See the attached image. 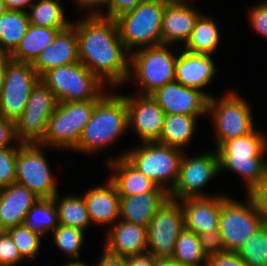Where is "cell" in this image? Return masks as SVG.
Instances as JSON below:
<instances>
[{"label": "cell", "mask_w": 267, "mask_h": 266, "mask_svg": "<svg viewBox=\"0 0 267 266\" xmlns=\"http://www.w3.org/2000/svg\"><path fill=\"white\" fill-rule=\"evenodd\" d=\"M7 11L5 1L0 0V16L3 15Z\"/></svg>", "instance_id": "cell-52"}, {"label": "cell", "mask_w": 267, "mask_h": 266, "mask_svg": "<svg viewBox=\"0 0 267 266\" xmlns=\"http://www.w3.org/2000/svg\"><path fill=\"white\" fill-rule=\"evenodd\" d=\"M24 224L44 236L59 225L53 198H39L26 215Z\"/></svg>", "instance_id": "cell-33"}, {"label": "cell", "mask_w": 267, "mask_h": 266, "mask_svg": "<svg viewBox=\"0 0 267 266\" xmlns=\"http://www.w3.org/2000/svg\"><path fill=\"white\" fill-rule=\"evenodd\" d=\"M249 21L252 28L262 37L267 38V1L257 4L249 11Z\"/></svg>", "instance_id": "cell-42"}, {"label": "cell", "mask_w": 267, "mask_h": 266, "mask_svg": "<svg viewBox=\"0 0 267 266\" xmlns=\"http://www.w3.org/2000/svg\"><path fill=\"white\" fill-rule=\"evenodd\" d=\"M64 266H88L85 264H65Z\"/></svg>", "instance_id": "cell-53"}, {"label": "cell", "mask_w": 267, "mask_h": 266, "mask_svg": "<svg viewBox=\"0 0 267 266\" xmlns=\"http://www.w3.org/2000/svg\"><path fill=\"white\" fill-rule=\"evenodd\" d=\"M198 117L200 116H190L187 114L165 115L158 143L182 150L195 134Z\"/></svg>", "instance_id": "cell-29"}, {"label": "cell", "mask_w": 267, "mask_h": 266, "mask_svg": "<svg viewBox=\"0 0 267 266\" xmlns=\"http://www.w3.org/2000/svg\"><path fill=\"white\" fill-rule=\"evenodd\" d=\"M179 176L173 189L169 192V197L182 200L185 198L212 197L200 192L205 185L210 182L216 174H219V158L217 151L205 152L201 155L188 157L183 153Z\"/></svg>", "instance_id": "cell-15"}, {"label": "cell", "mask_w": 267, "mask_h": 266, "mask_svg": "<svg viewBox=\"0 0 267 266\" xmlns=\"http://www.w3.org/2000/svg\"><path fill=\"white\" fill-rule=\"evenodd\" d=\"M144 1L147 0H111L109 4V18L117 21L120 17L132 13Z\"/></svg>", "instance_id": "cell-43"}, {"label": "cell", "mask_w": 267, "mask_h": 266, "mask_svg": "<svg viewBox=\"0 0 267 266\" xmlns=\"http://www.w3.org/2000/svg\"><path fill=\"white\" fill-rule=\"evenodd\" d=\"M237 254L247 266H267V224H262Z\"/></svg>", "instance_id": "cell-35"}, {"label": "cell", "mask_w": 267, "mask_h": 266, "mask_svg": "<svg viewBox=\"0 0 267 266\" xmlns=\"http://www.w3.org/2000/svg\"><path fill=\"white\" fill-rule=\"evenodd\" d=\"M183 153L181 149L158 142H144L142 146L127 150L115 159L124 156L158 187L169 193L177 182Z\"/></svg>", "instance_id": "cell-4"}, {"label": "cell", "mask_w": 267, "mask_h": 266, "mask_svg": "<svg viewBox=\"0 0 267 266\" xmlns=\"http://www.w3.org/2000/svg\"><path fill=\"white\" fill-rule=\"evenodd\" d=\"M226 197L215 195L180 200L184 214V228L197 235L219 231L221 202Z\"/></svg>", "instance_id": "cell-18"}, {"label": "cell", "mask_w": 267, "mask_h": 266, "mask_svg": "<svg viewBox=\"0 0 267 266\" xmlns=\"http://www.w3.org/2000/svg\"><path fill=\"white\" fill-rule=\"evenodd\" d=\"M109 166L115 173L109 180L115 185L120 197H130L153 191L157 185L137 168H135L124 156L110 158Z\"/></svg>", "instance_id": "cell-26"}, {"label": "cell", "mask_w": 267, "mask_h": 266, "mask_svg": "<svg viewBox=\"0 0 267 266\" xmlns=\"http://www.w3.org/2000/svg\"><path fill=\"white\" fill-rule=\"evenodd\" d=\"M152 97L168 114L201 116L207 114L208 101L213 95L195 88L185 87L176 80L158 88Z\"/></svg>", "instance_id": "cell-16"}, {"label": "cell", "mask_w": 267, "mask_h": 266, "mask_svg": "<svg viewBox=\"0 0 267 266\" xmlns=\"http://www.w3.org/2000/svg\"><path fill=\"white\" fill-rule=\"evenodd\" d=\"M168 197L169 193L158 186L151 192L121 197L120 219L147 228L158 208Z\"/></svg>", "instance_id": "cell-25"}, {"label": "cell", "mask_w": 267, "mask_h": 266, "mask_svg": "<svg viewBox=\"0 0 267 266\" xmlns=\"http://www.w3.org/2000/svg\"><path fill=\"white\" fill-rule=\"evenodd\" d=\"M199 236L201 248L206 258L217 256L226 252L220 231L204 232Z\"/></svg>", "instance_id": "cell-40"}, {"label": "cell", "mask_w": 267, "mask_h": 266, "mask_svg": "<svg viewBox=\"0 0 267 266\" xmlns=\"http://www.w3.org/2000/svg\"><path fill=\"white\" fill-rule=\"evenodd\" d=\"M80 62L103 83L116 87L129 76L130 53L120 38L117 22L103 16H86L77 23Z\"/></svg>", "instance_id": "cell-1"}, {"label": "cell", "mask_w": 267, "mask_h": 266, "mask_svg": "<svg viewBox=\"0 0 267 266\" xmlns=\"http://www.w3.org/2000/svg\"><path fill=\"white\" fill-rule=\"evenodd\" d=\"M207 114L213 118L215 149L227 140L247 135L254 130L251 107L234 91L227 92L219 99L211 96Z\"/></svg>", "instance_id": "cell-9"}, {"label": "cell", "mask_w": 267, "mask_h": 266, "mask_svg": "<svg viewBox=\"0 0 267 266\" xmlns=\"http://www.w3.org/2000/svg\"><path fill=\"white\" fill-rule=\"evenodd\" d=\"M81 10L91 9L90 13L86 16H103L109 18V4L111 0H73ZM107 6V11L105 14L100 10L101 8ZM100 8V9H99ZM94 9V10H93Z\"/></svg>", "instance_id": "cell-46"}, {"label": "cell", "mask_w": 267, "mask_h": 266, "mask_svg": "<svg viewBox=\"0 0 267 266\" xmlns=\"http://www.w3.org/2000/svg\"><path fill=\"white\" fill-rule=\"evenodd\" d=\"M12 142H14V144L17 142L14 122L0 115V149L19 147V143L17 144L18 146H16V144H11Z\"/></svg>", "instance_id": "cell-44"}, {"label": "cell", "mask_w": 267, "mask_h": 266, "mask_svg": "<svg viewBox=\"0 0 267 266\" xmlns=\"http://www.w3.org/2000/svg\"><path fill=\"white\" fill-rule=\"evenodd\" d=\"M124 96L128 107L129 128L144 142H158L164 124L165 112L152 95Z\"/></svg>", "instance_id": "cell-17"}, {"label": "cell", "mask_w": 267, "mask_h": 266, "mask_svg": "<svg viewBox=\"0 0 267 266\" xmlns=\"http://www.w3.org/2000/svg\"><path fill=\"white\" fill-rule=\"evenodd\" d=\"M199 15L188 0H166L161 28L162 44L182 41L185 44Z\"/></svg>", "instance_id": "cell-19"}, {"label": "cell", "mask_w": 267, "mask_h": 266, "mask_svg": "<svg viewBox=\"0 0 267 266\" xmlns=\"http://www.w3.org/2000/svg\"><path fill=\"white\" fill-rule=\"evenodd\" d=\"M108 230L104 250L111 255L128 257L147 253V228L118 219Z\"/></svg>", "instance_id": "cell-21"}, {"label": "cell", "mask_w": 267, "mask_h": 266, "mask_svg": "<svg viewBox=\"0 0 267 266\" xmlns=\"http://www.w3.org/2000/svg\"><path fill=\"white\" fill-rule=\"evenodd\" d=\"M205 266H247L243 259L235 252H225L207 258Z\"/></svg>", "instance_id": "cell-45"}, {"label": "cell", "mask_w": 267, "mask_h": 266, "mask_svg": "<svg viewBox=\"0 0 267 266\" xmlns=\"http://www.w3.org/2000/svg\"><path fill=\"white\" fill-rule=\"evenodd\" d=\"M156 266H185V265H182L171 258H165V259H157Z\"/></svg>", "instance_id": "cell-51"}, {"label": "cell", "mask_w": 267, "mask_h": 266, "mask_svg": "<svg viewBox=\"0 0 267 266\" xmlns=\"http://www.w3.org/2000/svg\"><path fill=\"white\" fill-rule=\"evenodd\" d=\"M129 128L128 107L124 95L105 93L95 105L90 121L85 125L75 152H102Z\"/></svg>", "instance_id": "cell-2"}, {"label": "cell", "mask_w": 267, "mask_h": 266, "mask_svg": "<svg viewBox=\"0 0 267 266\" xmlns=\"http://www.w3.org/2000/svg\"><path fill=\"white\" fill-rule=\"evenodd\" d=\"M167 46V44L150 46L130 53L131 68L128 80L132 75L136 76L135 80H138L143 91L140 92L141 95H151L158 88L175 81L178 55L172 53Z\"/></svg>", "instance_id": "cell-7"}, {"label": "cell", "mask_w": 267, "mask_h": 266, "mask_svg": "<svg viewBox=\"0 0 267 266\" xmlns=\"http://www.w3.org/2000/svg\"><path fill=\"white\" fill-rule=\"evenodd\" d=\"M247 195L253 201L263 223L267 224V174Z\"/></svg>", "instance_id": "cell-41"}, {"label": "cell", "mask_w": 267, "mask_h": 266, "mask_svg": "<svg viewBox=\"0 0 267 266\" xmlns=\"http://www.w3.org/2000/svg\"><path fill=\"white\" fill-rule=\"evenodd\" d=\"M217 26L212 16L200 14L183 50L189 53L212 55L220 42V32Z\"/></svg>", "instance_id": "cell-28"}, {"label": "cell", "mask_w": 267, "mask_h": 266, "mask_svg": "<svg viewBox=\"0 0 267 266\" xmlns=\"http://www.w3.org/2000/svg\"><path fill=\"white\" fill-rule=\"evenodd\" d=\"M39 197L18 183L0 189V231L24 224L26 215Z\"/></svg>", "instance_id": "cell-22"}, {"label": "cell", "mask_w": 267, "mask_h": 266, "mask_svg": "<svg viewBox=\"0 0 267 266\" xmlns=\"http://www.w3.org/2000/svg\"><path fill=\"white\" fill-rule=\"evenodd\" d=\"M7 10L27 12L26 7L29 9L35 0H4Z\"/></svg>", "instance_id": "cell-49"}, {"label": "cell", "mask_w": 267, "mask_h": 266, "mask_svg": "<svg viewBox=\"0 0 267 266\" xmlns=\"http://www.w3.org/2000/svg\"><path fill=\"white\" fill-rule=\"evenodd\" d=\"M19 147L0 149V189L16 182V160Z\"/></svg>", "instance_id": "cell-38"}, {"label": "cell", "mask_w": 267, "mask_h": 266, "mask_svg": "<svg viewBox=\"0 0 267 266\" xmlns=\"http://www.w3.org/2000/svg\"><path fill=\"white\" fill-rule=\"evenodd\" d=\"M64 29L67 28H47L30 24L20 44L10 55L11 59L18 62L32 63L54 41L57 34Z\"/></svg>", "instance_id": "cell-27"}, {"label": "cell", "mask_w": 267, "mask_h": 266, "mask_svg": "<svg viewBox=\"0 0 267 266\" xmlns=\"http://www.w3.org/2000/svg\"><path fill=\"white\" fill-rule=\"evenodd\" d=\"M176 81L185 87L203 90L213 80L216 66L211 55L189 53L182 49L176 59Z\"/></svg>", "instance_id": "cell-24"}, {"label": "cell", "mask_w": 267, "mask_h": 266, "mask_svg": "<svg viewBox=\"0 0 267 266\" xmlns=\"http://www.w3.org/2000/svg\"><path fill=\"white\" fill-rule=\"evenodd\" d=\"M40 80L54 92L59 103L99 100L105 94V84L80 61L52 68Z\"/></svg>", "instance_id": "cell-6"}, {"label": "cell", "mask_w": 267, "mask_h": 266, "mask_svg": "<svg viewBox=\"0 0 267 266\" xmlns=\"http://www.w3.org/2000/svg\"><path fill=\"white\" fill-rule=\"evenodd\" d=\"M166 0H147L116 22L120 38L129 53L162 44L161 28Z\"/></svg>", "instance_id": "cell-5"}, {"label": "cell", "mask_w": 267, "mask_h": 266, "mask_svg": "<svg viewBox=\"0 0 267 266\" xmlns=\"http://www.w3.org/2000/svg\"><path fill=\"white\" fill-rule=\"evenodd\" d=\"M40 143H19L16 160V183L27 187L39 198H53L57 185Z\"/></svg>", "instance_id": "cell-13"}, {"label": "cell", "mask_w": 267, "mask_h": 266, "mask_svg": "<svg viewBox=\"0 0 267 266\" xmlns=\"http://www.w3.org/2000/svg\"><path fill=\"white\" fill-rule=\"evenodd\" d=\"M91 224L112 226L120 219L121 197L115 185L107 180L106 185L92 187L83 195Z\"/></svg>", "instance_id": "cell-23"}, {"label": "cell", "mask_w": 267, "mask_h": 266, "mask_svg": "<svg viewBox=\"0 0 267 266\" xmlns=\"http://www.w3.org/2000/svg\"><path fill=\"white\" fill-rule=\"evenodd\" d=\"M96 266H125V261L124 258L111 255L104 250Z\"/></svg>", "instance_id": "cell-48"}, {"label": "cell", "mask_w": 267, "mask_h": 266, "mask_svg": "<svg viewBox=\"0 0 267 266\" xmlns=\"http://www.w3.org/2000/svg\"><path fill=\"white\" fill-rule=\"evenodd\" d=\"M27 12L7 10L0 16V52L11 55L29 28Z\"/></svg>", "instance_id": "cell-30"}, {"label": "cell", "mask_w": 267, "mask_h": 266, "mask_svg": "<svg viewBox=\"0 0 267 266\" xmlns=\"http://www.w3.org/2000/svg\"><path fill=\"white\" fill-rule=\"evenodd\" d=\"M27 13L30 24L38 27L68 28L72 24L66 19L60 0H38Z\"/></svg>", "instance_id": "cell-32"}, {"label": "cell", "mask_w": 267, "mask_h": 266, "mask_svg": "<svg viewBox=\"0 0 267 266\" xmlns=\"http://www.w3.org/2000/svg\"><path fill=\"white\" fill-rule=\"evenodd\" d=\"M183 229L184 214L181 202L168 197L147 226V253L156 259L171 258Z\"/></svg>", "instance_id": "cell-12"}, {"label": "cell", "mask_w": 267, "mask_h": 266, "mask_svg": "<svg viewBox=\"0 0 267 266\" xmlns=\"http://www.w3.org/2000/svg\"><path fill=\"white\" fill-rule=\"evenodd\" d=\"M156 258L150 253L124 258L125 266H156Z\"/></svg>", "instance_id": "cell-47"}, {"label": "cell", "mask_w": 267, "mask_h": 266, "mask_svg": "<svg viewBox=\"0 0 267 266\" xmlns=\"http://www.w3.org/2000/svg\"><path fill=\"white\" fill-rule=\"evenodd\" d=\"M10 60L11 57L9 54L0 52V94L4 83L6 68Z\"/></svg>", "instance_id": "cell-50"}, {"label": "cell", "mask_w": 267, "mask_h": 266, "mask_svg": "<svg viewBox=\"0 0 267 266\" xmlns=\"http://www.w3.org/2000/svg\"><path fill=\"white\" fill-rule=\"evenodd\" d=\"M79 61L78 39L75 26L71 24L67 29L61 30L54 41L31 64L41 77L52 68Z\"/></svg>", "instance_id": "cell-20"}, {"label": "cell", "mask_w": 267, "mask_h": 266, "mask_svg": "<svg viewBox=\"0 0 267 266\" xmlns=\"http://www.w3.org/2000/svg\"><path fill=\"white\" fill-rule=\"evenodd\" d=\"M262 224L249 196L242 203L229 196L221 202L219 231L226 252L237 253Z\"/></svg>", "instance_id": "cell-10"}, {"label": "cell", "mask_w": 267, "mask_h": 266, "mask_svg": "<svg viewBox=\"0 0 267 266\" xmlns=\"http://www.w3.org/2000/svg\"><path fill=\"white\" fill-rule=\"evenodd\" d=\"M171 259L185 266L206 264L207 258L203 254L199 236L184 228L178 236Z\"/></svg>", "instance_id": "cell-34"}, {"label": "cell", "mask_w": 267, "mask_h": 266, "mask_svg": "<svg viewBox=\"0 0 267 266\" xmlns=\"http://www.w3.org/2000/svg\"><path fill=\"white\" fill-rule=\"evenodd\" d=\"M219 171L222 169L239 174L245 180L247 194L267 174V162L263 160L267 151V137L255 129L244 136L223 142L217 149Z\"/></svg>", "instance_id": "cell-3"}, {"label": "cell", "mask_w": 267, "mask_h": 266, "mask_svg": "<svg viewBox=\"0 0 267 266\" xmlns=\"http://www.w3.org/2000/svg\"><path fill=\"white\" fill-rule=\"evenodd\" d=\"M22 260L10 235L6 231H0V266H15Z\"/></svg>", "instance_id": "cell-39"}, {"label": "cell", "mask_w": 267, "mask_h": 266, "mask_svg": "<svg viewBox=\"0 0 267 266\" xmlns=\"http://www.w3.org/2000/svg\"><path fill=\"white\" fill-rule=\"evenodd\" d=\"M15 243L20 256L25 260L36 259L39 254L42 235L22 224L6 231Z\"/></svg>", "instance_id": "cell-37"}, {"label": "cell", "mask_w": 267, "mask_h": 266, "mask_svg": "<svg viewBox=\"0 0 267 266\" xmlns=\"http://www.w3.org/2000/svg\"><path fill=\"white\" fill-rule=\"evenodd\" d=\"M39 80L31 63L11 59L0 94V115L15 122L23 113L31 91Z\"/></svg>", "instance_id": "cell-14"}, {"label": "cell", "mask_w": 267, "mask_h": 266, "mask_svg": "<svg viewBox=\"0 0 267 266\" xmlns=\"http://www.w3.org/2000/svg\"><path fill=\"white\" fill-rule=\"evenodd\" d=\"M98 100L62 102L48 121L44 140L40 143L55 149L73 150L85 125L90 121Z\"/></svg>", "instance_id": "cell-8"}, {"label": "cell", "mask_w": 267, "mask_h": 266, "mask_svg": "<svg viewBox=\"0 0 267 266\" xmlns=\"http://www.w3.org/2000/svg\"><path fill=\"white\" fill-rule=\"evenodd\" d=\"M52 233L53 240L58 249L65 253L70 260L71 258L77 260L67 264H84L78 259L79 252L84 242V231L59 224Z\"/></svg>", "instance_id": "cell-36"}, {"label": "cell", "mask_w": 267, "mask_h": 266, "mask_svg": "<svg viewBox=\"0 0 267 266\" xmlns=\"http://www.w3.org/2000/svg\"><path fill=\"white\" fill-rule=\"evenodd\" d=\"M58 103L54 92L39 80L31 91L23 113L14 122L17 143H41L45 138L49 118Z\"/></svg>", "instance_id": "cell-11"}, {"label": "cell", "mask_w": 267, "mask_h": 266, "mask_svg": "<svg viewBox=\"0 0 267 266\" xmlns=\"http://www.w3.org/2000/svg\"><path fill=\"white\" fill-rule=\"evenodd\" d=\"M57 193L53 199L58 213V223L84 231L91 225L83 196L68 195L59 200Z\"/></svg>", "instance_id": "cell-31"}]
</instances>
